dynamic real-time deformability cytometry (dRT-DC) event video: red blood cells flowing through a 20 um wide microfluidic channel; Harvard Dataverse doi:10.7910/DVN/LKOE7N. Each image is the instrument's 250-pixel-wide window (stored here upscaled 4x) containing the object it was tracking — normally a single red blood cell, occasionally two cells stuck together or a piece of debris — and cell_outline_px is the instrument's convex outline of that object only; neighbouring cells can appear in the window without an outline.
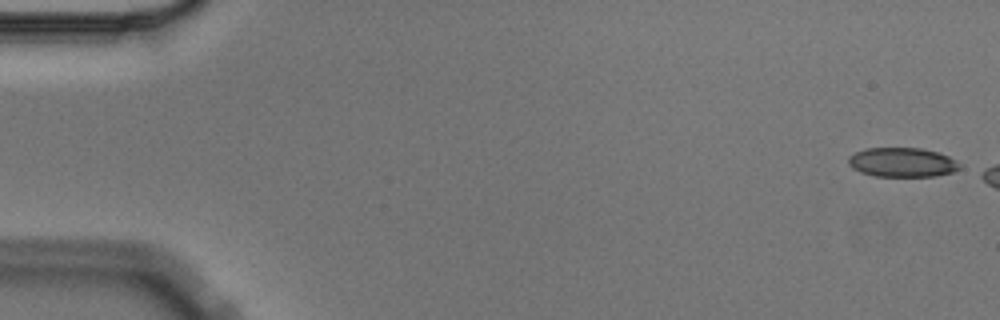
{"species": "Egyptian fruit bat (a non-hibernating species)", "species_latin": "Rousettus aegyptiacus", "temperature_condition": "cold", "stored_images_in_passage": 3, "camera_frame_rate_fps": 3000, "um_per_image_px": 0.085, "animal": {"sex": "male"}, "frame": {"image": 1, "passage_image": 1, "time_ms": 0.0, "image_size_px": [1000, 320], "cell_outline_px": [[960, 168], [952, 172], [936, 176], [876, 176], [860, 172], [852, 168], [848, 164], [848, 156], [864, 148], [924, 148], [948, 156], [956, 160], [960, 164]], "centroid_in_image_um": [76.67, 13.79], "position_along_channel_um": 8.3, "area_um2": 19.07}}